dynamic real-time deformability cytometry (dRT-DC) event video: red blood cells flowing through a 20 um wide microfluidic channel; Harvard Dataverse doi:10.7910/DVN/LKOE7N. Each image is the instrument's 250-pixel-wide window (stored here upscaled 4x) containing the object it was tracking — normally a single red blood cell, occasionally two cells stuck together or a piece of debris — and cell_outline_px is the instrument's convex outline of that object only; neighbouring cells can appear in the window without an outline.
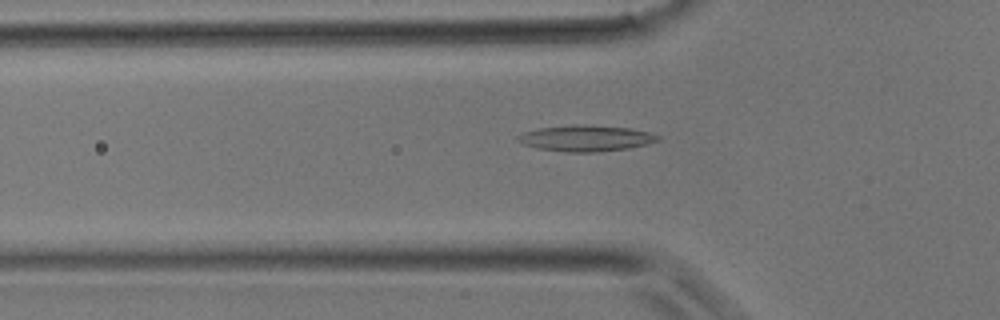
{"species": "common noctule bat (a hibernating species)", "species_latin": "Nyctalus noctula", "temperature_condition": "room temperature", "stored_images_in_passage": 39, "camera_frame_rate_fps": 3000, "um_per_image_px": 0.085, "animal": {"sex": "male", "body_mass_g": 17.9}, "frame": {"image": 1, "passage_image": 13, "time_ms": 4.0, "image_size_px": [1000, 320], "cell_outline_px": [[660, 140], [648, 144], [628, 148], [596, 152], [564, 152], [536, 148], [524, 144], [516, 140], [516, 136], [524, 132], [540, 128], [572, 124], [584, 124], [628, 128], [648, 132], [660, 136]], "centroid_in_image_um": [49.78, 11.75], "position_along_channel_um": 76.0, "area_um2": 21.33}}
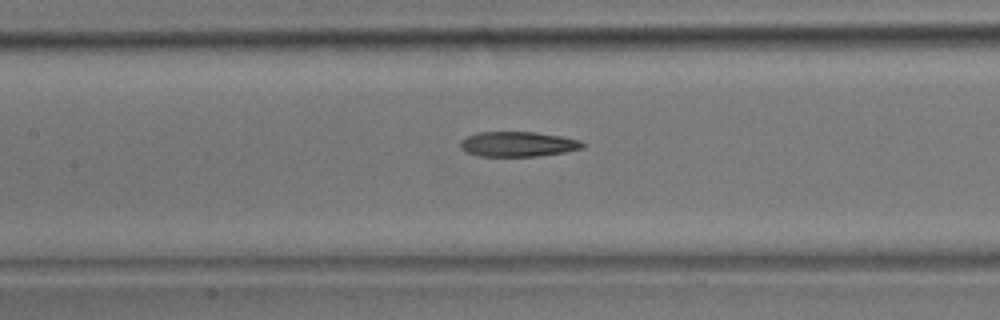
{"frame": {"image": 2, "passage_image": 18, "time_ms": 5.667, "image_size_px": [1000, 320], "cell_outline_px": [[588, 144], [584, 148], [564, 152], [536, 156], [480, 156], [464, 152], [460, 148], [460, 140], [476, 132], [536, 132], [560, 136], [580, 140]], "centroid_in_image_um": [44.02, 12.25], "position_along_channel_um": 163.4, "area_um2": 17.98}}
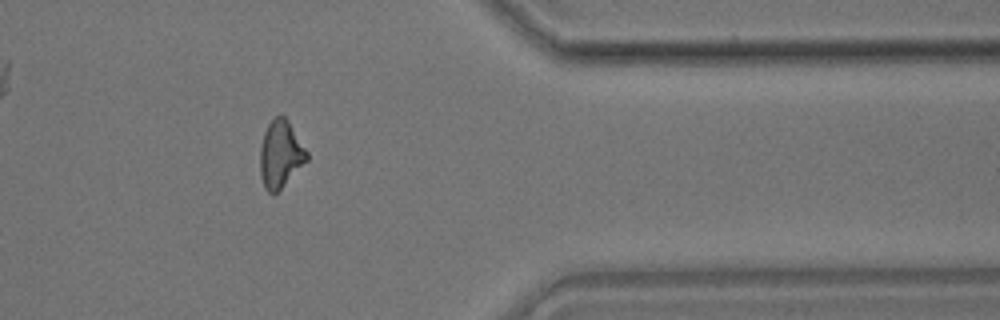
{"frame": {"image": 3, "passage_image": 32, "time_ms": 10.333, "image_size_px": [1000, 320], "cell_outline_px": [[308, 160], [272, 196], [264, 188], [260, 176], [260, 148], [264, 132], [268, 124], [276, 116], [284, 116], [288, 120], [308, 152]], "centroid_in_image_um": [23.83, 13.12], "position_along_channel_um": 387.6, "area_um2": 18.21}}